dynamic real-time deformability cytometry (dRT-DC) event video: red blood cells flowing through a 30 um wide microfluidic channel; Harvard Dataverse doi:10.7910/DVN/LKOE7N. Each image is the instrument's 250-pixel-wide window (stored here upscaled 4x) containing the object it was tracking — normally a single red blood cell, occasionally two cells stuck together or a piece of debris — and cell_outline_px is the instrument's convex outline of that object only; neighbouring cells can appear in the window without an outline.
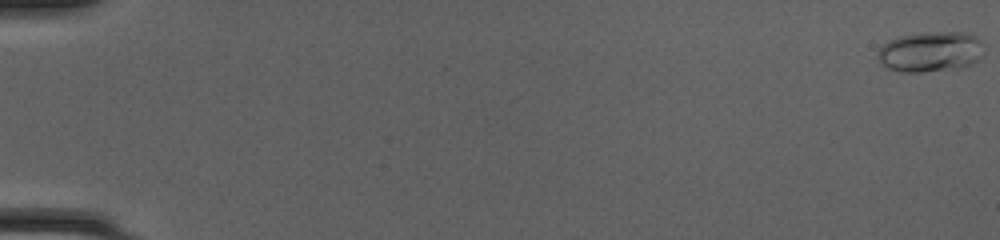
{"species": "common noctule bat (a hibernating species)", "species_latin": "Nyctalus noctula", "temperature_condition": "cold", "stored_images_in_passage": 51, "camera_frame_rate_fps": 3000, "um_per_image_px": 0.085, "animal": {"sex": "female", "body_mass_g": 20.0, "forearm_length_mm": 54.0}, "frame": {"image": 1, "passage_image": 1, "time_ms": 0.0, "image_size_px": [1000, 240], "cell_outline_px": [[984, 44], [976, 60], [960, 68], [920, 72], [900, 72], [888, 68], [880, 60], [880, 48], [884, 44], [900, 36], [952, 32], [956, 32], [976, 36]], "centroid_in_image_um": [79.1, 4.42], "position_along_channel_um": 5.9, "area_um2": 23.93}}
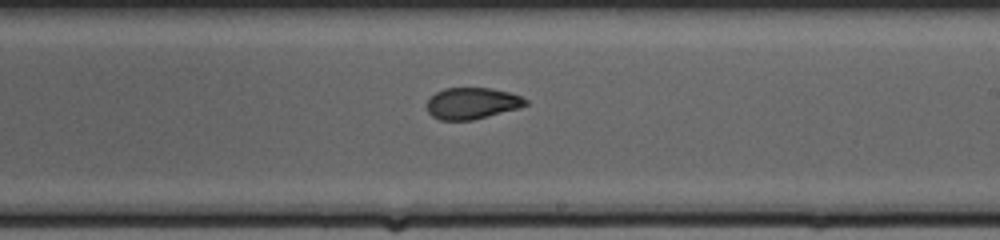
{"frame": {"image": 2, "passage_image": 32, "time_ms": 10.333, "image_size_px": [1000, 240], "cell_outline_px": [[528, 104], [520, 108], [472, 120], [440, 120], [432, 116], [428, 112], [428, 100], [436, 92], [444, 88], [492, 88], [508, 92], [520, 96], [528, 100]], "centroid_in_image_um": [40.14, 8.78], "position_along_channel_um": 248.9, "area_um2": 18.03}}
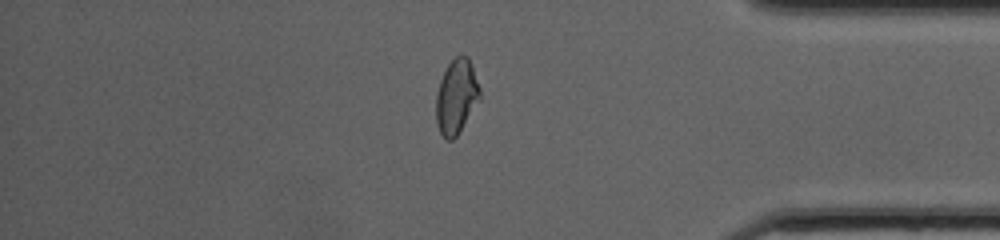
{"frame": {"image": 3, "passage_image": 44, "time_ms": 14.333, "image_size_px": [1000, 240], "cell_outline_px": [[480, 100], [456, 136], [452, 140], [448, 140], [440, 132], [436, 124], [436, 96], [440, 80], [448, 64], [456, 56], [468, 56], [472, 64], [480, 88]], "centroid_in_image_um": [38.8, 8.2], "position_along_channel_um": 396.4, "area_um2": 18.9}, "authors_computed_cell_mechanics": {"area_um2": 19.074, "velocity_mm_per_s": 4.2293, "shape_relaxation_time_tau1_ms": 7.3824, "shape_relaxation_time_tau2_ms": 2.1855, "deformation_change_tau1": 0.1931, "deformation_change_tau2": 0.0717}}